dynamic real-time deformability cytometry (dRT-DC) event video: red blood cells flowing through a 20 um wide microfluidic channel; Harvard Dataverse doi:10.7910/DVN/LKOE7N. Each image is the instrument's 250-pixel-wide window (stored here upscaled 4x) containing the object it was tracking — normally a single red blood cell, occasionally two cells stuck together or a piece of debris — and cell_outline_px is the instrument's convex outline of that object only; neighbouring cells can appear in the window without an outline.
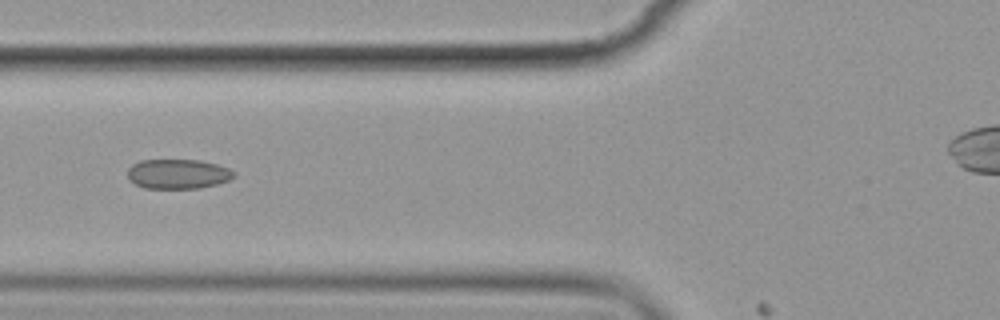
{"species": "common noctule bat (a hibernating species)", "species_latin": "Nyctalus noctula", "temperature_condition": "cold", "stored_images_in_passage": 8, "camera_frame_rate_fps": 3000, "um_per_image_px": 0.085, "animal": {"sex": "female", "body_mass_g": 19.9}, "frame": {"image": 1, "passage_image": 7, "time_ms": 7.0, "image_size_px": [1000, 320], "cell_outline_px": [[236, 176], [228, 180], [216, 184], [200, 188], [144, 188], [128, 180], [128, 168], [132, 164], [140, 160], [200, 160], [216, 164], [228, 168], [236, 172]], "centroid_in_image_um": [15.12, 14.78], "position_along_channel_um": 110.7, "area_um2": 18.44}}